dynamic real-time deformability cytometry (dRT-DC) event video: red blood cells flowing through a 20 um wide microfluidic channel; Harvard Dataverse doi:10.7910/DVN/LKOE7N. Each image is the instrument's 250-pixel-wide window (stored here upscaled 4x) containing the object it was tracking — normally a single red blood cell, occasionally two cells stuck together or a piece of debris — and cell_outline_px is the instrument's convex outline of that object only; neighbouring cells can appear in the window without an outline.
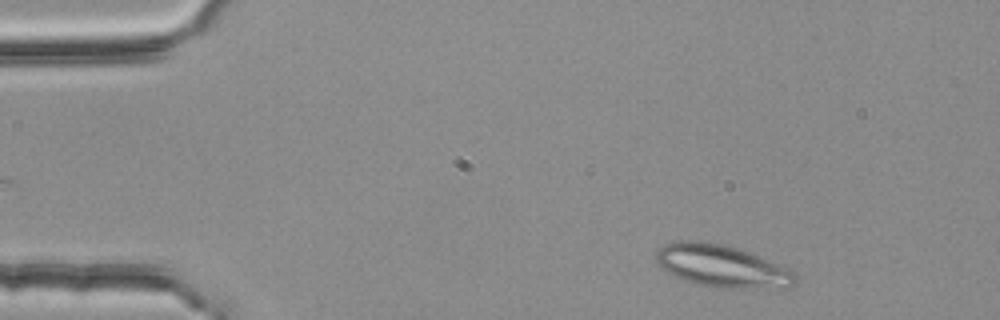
{"species": "common noctule bat (a hibernating species)", "species_latin": "Nyctalus noctula", "temperature_condition": "room temperature", "stored_images_in_passage": 46, "segment_of_instrument_passage": [1, 2], "camera_frame_rate_fps": 3000, "um_per_image_px": 0.085, "animal": {"sex": "female", "body_mass_g": 25.1}, "frame": {"image": 1, "passage_image": 3, "time_ms": 0.667, "image_size_px": [1000, 320], "cell_outline_px": [[796, 284], [784, 288], [712, 288], [696, 284], [684, 280], [668, 272], [656, 260], [656, 252], [664, 244], [672, 240], [700, 240], [724, 244], [748, 252], [796, 272]], "centroid_in_image_um": [61.35, 22.62], "position_along_channel_um": 23.7, "area_um2": 34.39}}